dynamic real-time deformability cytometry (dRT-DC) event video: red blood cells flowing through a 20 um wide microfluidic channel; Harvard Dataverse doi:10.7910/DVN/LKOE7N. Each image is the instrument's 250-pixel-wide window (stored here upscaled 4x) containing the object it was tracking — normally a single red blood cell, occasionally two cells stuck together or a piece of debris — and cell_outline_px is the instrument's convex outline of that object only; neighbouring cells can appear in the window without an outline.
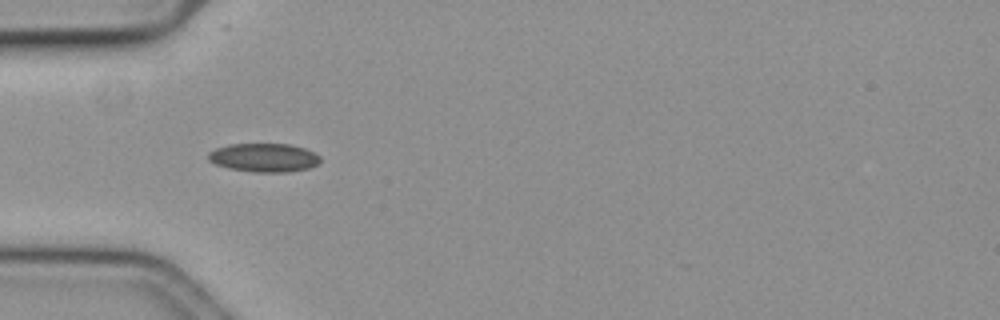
{"species": "common noctule bat (a hibernating species)", "species_latin": "Nyctalus noctula", "temperature_condition": "cold", "stored_images_in_passage": 21, "camera_frame_rate_fps": 3000, "um_per_image_px": 0.085, "animal": {"sex": "female", "body_mass_g": 19.3, "forearm_length_mm": 54.1}, "frame": {"image": 1, "passage_image": 7, "time_ms": 2.0, "image_size_px": [1000, 320], "cell_outline_px": [[320, 160], [316, 164], [308, 168], [288, 172], [252, 172], [228, 168], [216, 164], [208, 160], [208, 152], [216, 148], [228, 144], [288, 144], [304, 148], [320, 156]], "centroid_in_image_um": [22.4, 13.4], "position_along_channel_um": 62.6, "area_um2": 18.61}}
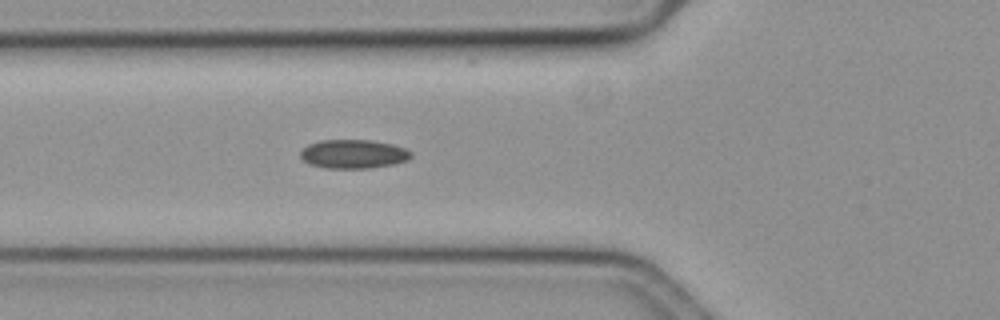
{"frame": {"image": 2, "passage_image": 10, "time_ms": 3.0, "image_size_px": [1000, 320], "cell_outline_px": [[412, 156], [408, 160], [392, 164], [368, 168], [324, 168], [308, 164], [300, 156], [300, 152], [308, 144], [320, 140], [368, 140], [392, 144], [404, 148], [412, 152]], "centroid_in_image_um": [30.02, 13.09], "position_along_channel_um": 95.8, "area_um2": 18.55}}